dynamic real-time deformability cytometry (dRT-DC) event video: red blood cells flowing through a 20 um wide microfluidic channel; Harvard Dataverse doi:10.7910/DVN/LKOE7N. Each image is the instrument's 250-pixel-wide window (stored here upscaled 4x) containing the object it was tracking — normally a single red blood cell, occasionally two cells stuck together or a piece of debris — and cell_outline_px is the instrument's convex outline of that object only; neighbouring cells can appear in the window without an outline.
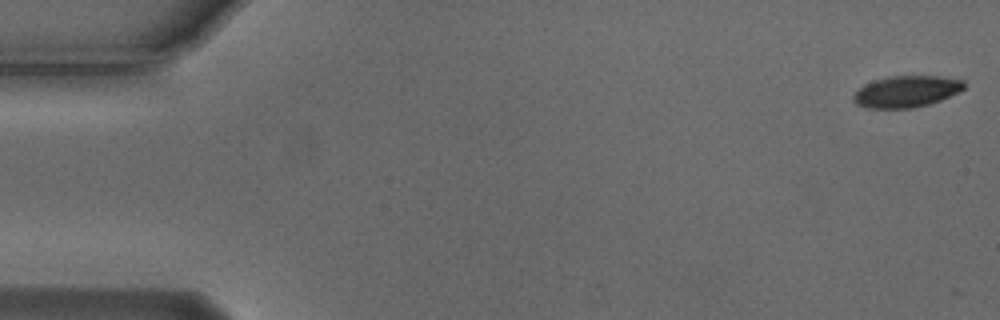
{"species": "Egyptian fruit bat (a non-hibernating species)", "species_latin": "Rousettus aegyptiacus", "temperature_condition": "cold", "stored_images_in_passage": 10, "camera_frame_rate_fps": 3000, "um_per_image_px": 0.085, "animal": {"sex": "male"}, "frame": {"image": 1, "passage_image": 1, "time_ms": 0.0, "image_size_px": [1000, 320], "cell_outline_px": [[964, 88], [940, 100], [928, 104], [912, 108], [868, 108], [856, 104], [852, 100], [852, 96], [864, 84], [888, 76], [940, 76], [964, 80]], "centroid_in_image_um": [77.01, 7.77], "position_along_channel_um": 8.0, "area_um2": 20.11}}